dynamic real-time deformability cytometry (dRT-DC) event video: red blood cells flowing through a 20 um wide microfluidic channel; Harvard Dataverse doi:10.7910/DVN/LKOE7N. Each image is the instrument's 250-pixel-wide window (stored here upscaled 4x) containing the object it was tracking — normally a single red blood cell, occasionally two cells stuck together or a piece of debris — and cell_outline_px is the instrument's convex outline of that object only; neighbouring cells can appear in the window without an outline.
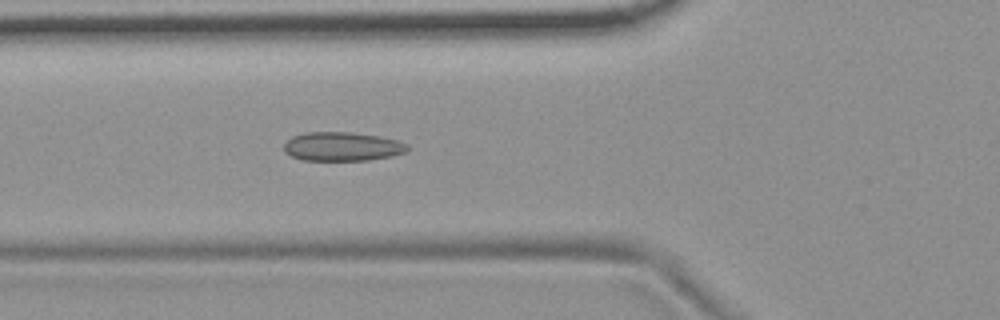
{"species": "common noctule bat (a hibernating species)", "species_latin": "Nyctalus noctula", "temperature_condition": "room temperature", "stored_images_in_passage": 54, "camera_frame_rate_fps": 3000, "um_per_image_px": 0.085, "animal": {"sex": "female", "body_mass_g": 19.9}, "frame": {"image": 1, "passage_image": 19, "time_ms": 6.0, "image_size_px": [1000, 320], "cell_outline_px": [[408, 152], [392, 156], [368, 160], [304, 160], [292, 156], [284, 152], [284, 144], [292, 136], [304, 132], [352, 132], [380, 136], [396, 140], [408, 144]], "centroid_in_image_um": [29.1, 12.45], "position_along_channel_um": 96.7, "area_um2": 20.92}}
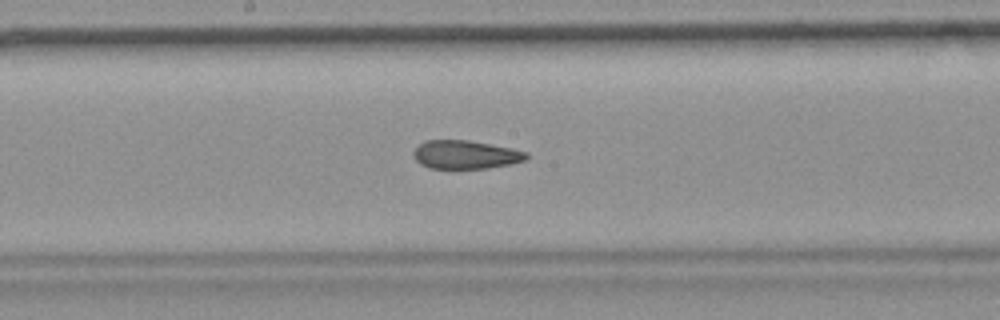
{"frame": {"image": 2, "passage_image": 28, "time_ms": 9.0, "image_size_px": [1000, 320], "cell_outline_px": [[528, 160], [512, 164], [488, 168], [428, 168], [420, 164], [412, 156], [412, 152], [424, 140], [468, 140], [512, 148], [528, 152]], "centroid_in_image_um": [39.58, 13.14], "position_along_channel_um": 208.6, "area_um2": 18.9}}
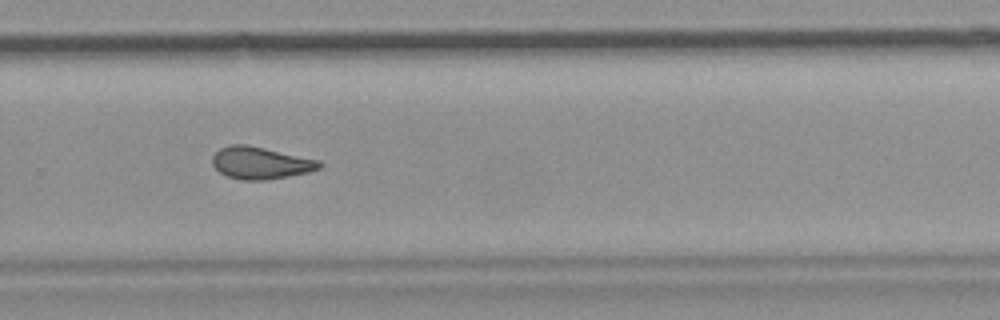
{"frame": {"image": 3, "passage_image": 36, "time_ms": 11.667, "image_size_px": [1000, 320], "cell_outline_px": [[324, 164], [320, 168], [308, 172], [268, 180], [244, 180], [228, 176], [220, 172], [212, 164], [212, 156], [220, 148], [232, 144], [244, 144], [264, 148], [320, 160]], "centroid_in_image_um": [22.16, 13.85], "position_along_channel_um": 307.6, "area_um2": 19.94}, "authors_computed_cell_mechanics": {"area_um2": 20.0855, "velocity_mm_per_s": 3.7229, "shape_relaxation_time_tau1_ms": null, "shape_relaxation_time_tau2_ms": 3.1765, "deformation_change_tau1": null, "deformation_change_tau2": 0.0806}}